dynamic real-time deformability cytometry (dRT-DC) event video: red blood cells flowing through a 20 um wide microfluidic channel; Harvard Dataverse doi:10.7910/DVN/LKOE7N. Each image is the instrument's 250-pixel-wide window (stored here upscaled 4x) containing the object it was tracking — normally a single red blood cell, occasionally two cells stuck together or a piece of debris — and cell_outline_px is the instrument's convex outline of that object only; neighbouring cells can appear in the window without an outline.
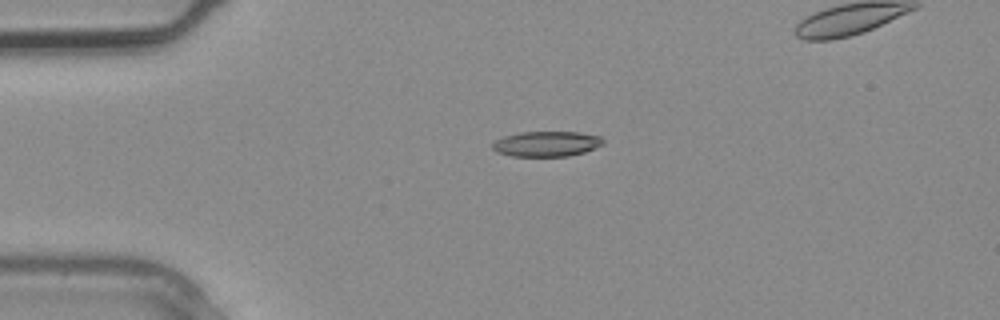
{"species": "common noctule bat (a hibernating species)", "species_latin": "Nyctalus noctula", "temperature_condition": "warm", "stored_images_in_passage": 5, "camera_frame_rate_fps": 3000, "um_per_image_px": 0.085, "animal": {"sex": "male", "body_mass_g": 20.4}, "frame": {"image": 1, "passage_image": 3, "time_ms": 0.667, "image_size_px": [1000, 320], "cell_outline_px": [[604, 144], [584, 152], [568, 156], [512, 156], [496, 152], [492, 148], [492, 144], [496, 140], [504, 136], [520, 132], [580, 132], [600, 136], [604, 140]], "centroid_in_image_um": [46.46, 12.22], "position_along_channel_um": 38.5, "area_um2": 16.3}}